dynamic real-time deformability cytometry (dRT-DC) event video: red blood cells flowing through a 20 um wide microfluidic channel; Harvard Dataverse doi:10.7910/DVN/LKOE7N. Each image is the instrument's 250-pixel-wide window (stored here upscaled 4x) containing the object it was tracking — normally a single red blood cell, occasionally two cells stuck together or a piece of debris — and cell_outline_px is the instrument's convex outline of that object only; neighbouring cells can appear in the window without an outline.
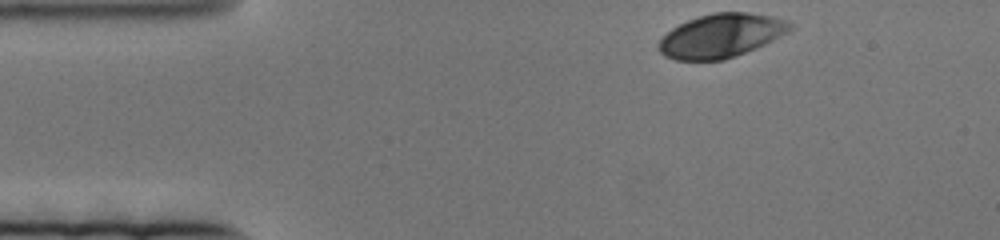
{"species": "human", "species_latin": "Homo sapiens", "temperature_condition": "cold", "stored_images_in_passage": 72, "camera_frame_rate_fps": 3000, "um_per_image_px": 0.085, "donor": {"sex": "female"}, "frame": {"image": 1, "passage_image": 1, "time_ms": 0.0, "image_size_px": [1000, 240], "cell_outline_px": [[792, 28], [788, 32], [764, 44], [724, 60], [676, 60], [664, 56], [656, 48], [660, 40], [672, 28], [688, 20], [712, 12], [748, 12], [768, 16], [784, 20], [792, 24]], "centroid_in_image_um": [61.25, 3.04], "position_along_channel_um": 23.7, "area_um2": 33.06}}
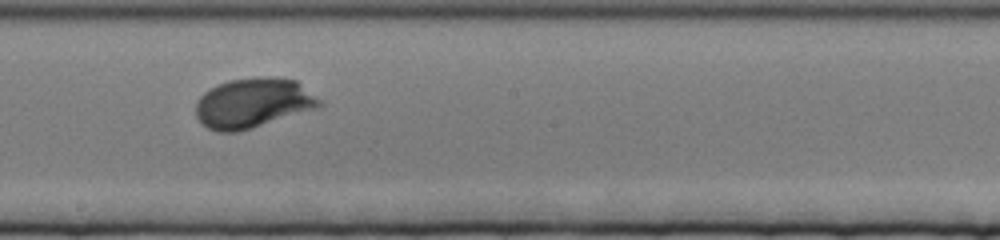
{"frame": {"image": 2, "passage_image": 34, "time_ms": 11.0, "image_size_px": [1000, 240], "cell_outline_px": [[324, 104], [320, 108], [240, 132], [216, 132], [200, 124], [196, 116], [196, 100], [204, 92], [220, 84], [232, 80], [260, 76], [296, 80], [320, 100]], "centroid_in_image_um": [21.51, 8.79], "position_along_channel_um": 226.7, "area_um2": 36.13}}
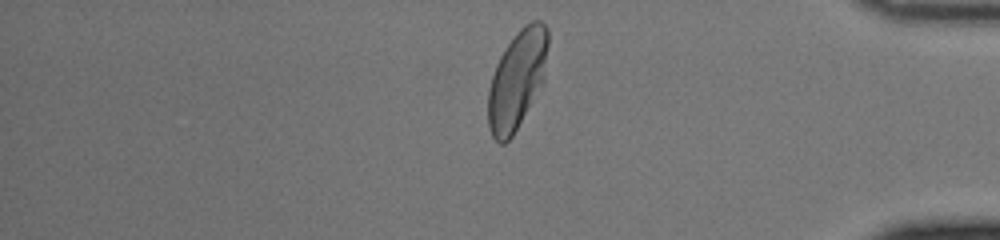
{"frame": {"image": 3, "passage_image": 58, "time_ms": 19.0, "image_size_px": [1000, 240], "cell_outline_px": [[548, 44], [544, 84], [512, 136], [504, 144], [500, 144], [492, 136], [488, 128], [488, 88], [496, 64], [500, 56], [508, 44], [520, 28], [524, 24], [532, 20], [540, 20], [548, 28]], "centroid_in_image_um": [43.96, 6.77], "position_along_channel_um": 391.2, "area_um2": 34.74}}